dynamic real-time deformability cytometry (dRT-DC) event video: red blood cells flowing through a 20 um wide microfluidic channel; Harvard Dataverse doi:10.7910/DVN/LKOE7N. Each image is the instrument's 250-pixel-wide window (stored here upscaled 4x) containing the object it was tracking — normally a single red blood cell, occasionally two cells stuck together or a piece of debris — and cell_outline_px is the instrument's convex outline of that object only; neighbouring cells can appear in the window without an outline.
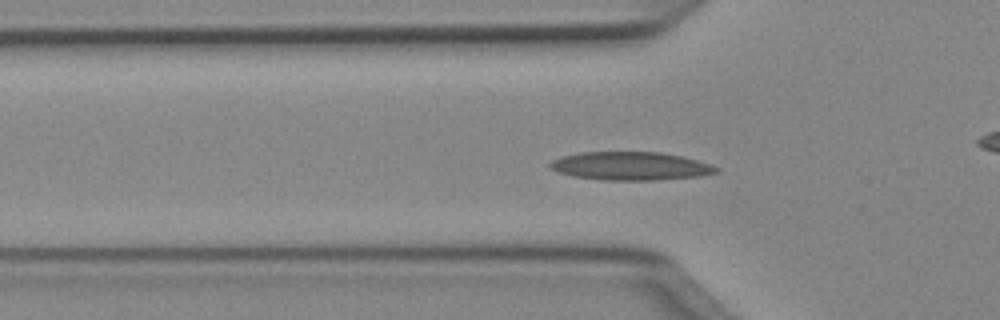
{"species": "Egyptian fruit bat (a non-hibernating species)", "species_latin": "Rousettus aegyptiacus", "temperature_condition": "cold", "stored_images_in_passage": 38, "camera_frame_rate_fps": 3000, "um_per_image_px": 0.085, "animal": {"sex": "female"}, "frame": {"image": 1, "passage_image": 3, "time_ms": 0.667, "image_size_px": [1000, 320], "cell_outline_px": [[720, 172], [700, 176], [656, 180], [604, 180], [572, 176], [548, 168], [548, 164], [552, 160], [560, 156], [580, 152], [660, 152], [680, 156], [712, 164], [720, 168]], "centroid_in_image_um": [53.59, 14.11], "position_along_channel_um": 72.2, "area_um2": 27.57}}
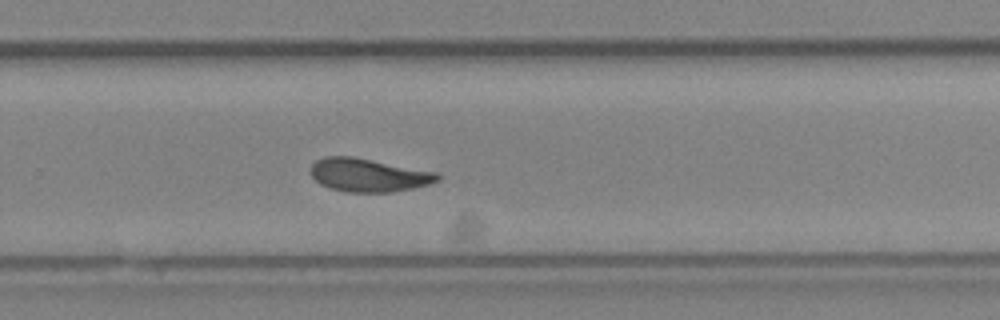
{"frame": {"image": 2, "passage_image": 20, "time_ms": 6.333, "image_size_px": [1000, 320], "cell_outline_px": [[440, 180], [428, 184], [412, 188], [392, 192], [348, 192], [328, 188], [320, 184], [308, 172], [308, 168], [316, 160], [324, 156], [352, 156], [436, 172], [440, 176]], "centroid_in_image_um": [31.26, 14.88], "position_along_channel_um": 298.5, "area_um2": 24.68}}
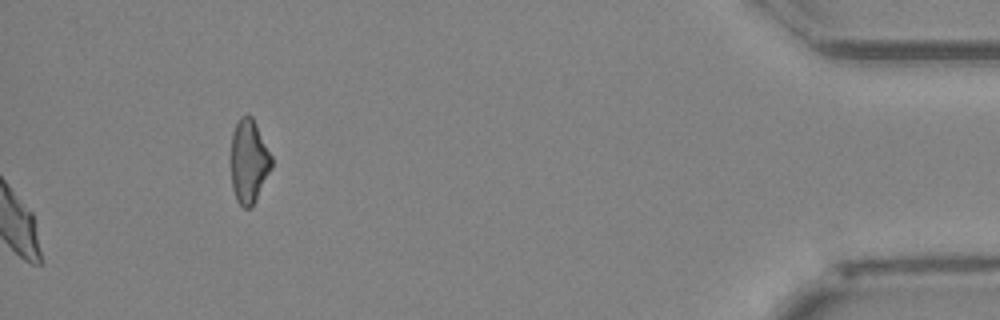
{"frame": {"image": 3, "passage_image": 38, "time_ms": 12.333, "image_size_px": [1000, 320], "cell_outline_px": [[272, 168], [252, 208], [244, 208], [236, 200], [232, 188], [232, 132], [240, 116], [252, 116], [272, 156]], "centroid_in_image_um": [21.17, 13.74], "position_along_channel_um": 414.0, "area_um2": 19.71}, "authors_computed_cell_mechanics": {"area_um2": 24.5361, "velocity_mm_per_s": 4.0057, "shape_relaxation_time_tau1_ms": 6.9414, "shape_relaxation_time_tau2_ms": 3.211, "deformation_change_tau1": 0.1931, "deformation_change_tau2": 0.1043}}